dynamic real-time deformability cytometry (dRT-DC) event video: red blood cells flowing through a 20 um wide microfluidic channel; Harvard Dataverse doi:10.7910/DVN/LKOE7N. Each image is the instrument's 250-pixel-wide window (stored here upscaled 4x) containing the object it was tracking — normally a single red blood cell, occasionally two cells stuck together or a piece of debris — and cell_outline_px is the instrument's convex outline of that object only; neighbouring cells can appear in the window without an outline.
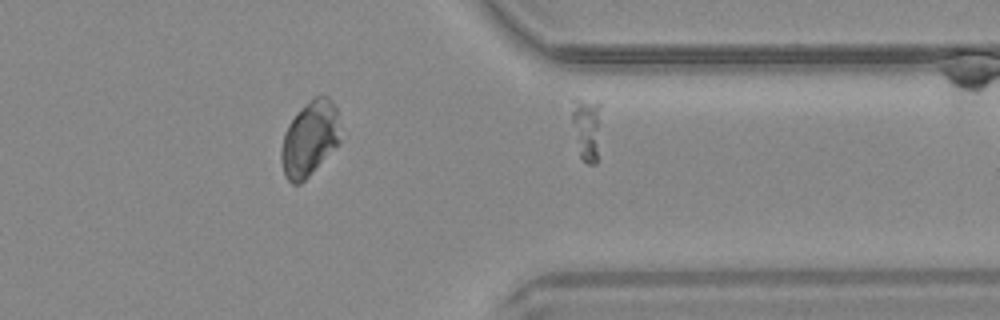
{"species": "common noctule bat (a hibernating species)", "species_latin": "Nyctalus noctula", "temperature_condition": "warm", "stored_images_in_passage": 32, "camera_frame_rate_fps": 3000, "um_per_image_px": 0.085, "animal": {"sex": "male", "body_mass_g": 20.4}, "frame": {"image": 1, "passage_image": 32, "time_ms": 10.333, "image_size_px": [1000, 320], "cell_outline_px": [[600, 108], [596, 164], [588, 164], [580, 156], [572, 120], [572, 100], [596, 100], [600, 104]], "centroid_in_image_um": [49.86, 10.88], "position_along_channel_um": 361.5, "area_um2": 10.35}}